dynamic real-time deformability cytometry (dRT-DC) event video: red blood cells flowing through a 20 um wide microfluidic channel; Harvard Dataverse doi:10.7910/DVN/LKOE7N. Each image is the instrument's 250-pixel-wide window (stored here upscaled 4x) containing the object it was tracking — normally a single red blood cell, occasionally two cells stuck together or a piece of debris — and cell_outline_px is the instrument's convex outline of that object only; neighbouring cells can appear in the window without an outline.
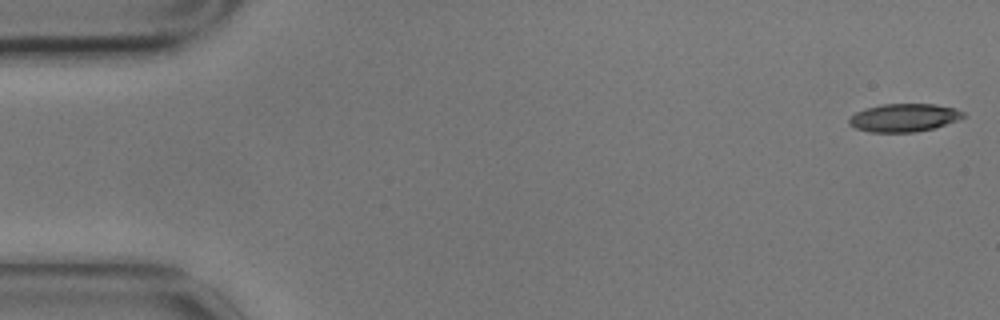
{"species": "common noctule bat (a hibernating species)", "species_latin": "Nyctalus noctula", "temperature_condition": "cold", "stored_images_in_passage": 2, "segment_of_instrument_passage": [2, 2], "camera_frame_rate_fps": 3000, "um_per_image_px": 0.085, "animal": {"sex": "male", "body_mass_g": 17.9}, "frame": {"image": 1, "passage_image": 2, "time_ms": 0.333, "image_size_px": [1000, 320], "cell_outline_px": [[968, 116], [936, 128], [916, 132], [868, 132], [856, 128], [848, 124], [848, 120], [856, 112], [864, 108], [880, 104], [936, 104], [956, 108], [964, 112]], "centroid_in_image_um": [76.87, 10.0], "position_along_channel_um": 8.1, "area_um2": 18.96}}